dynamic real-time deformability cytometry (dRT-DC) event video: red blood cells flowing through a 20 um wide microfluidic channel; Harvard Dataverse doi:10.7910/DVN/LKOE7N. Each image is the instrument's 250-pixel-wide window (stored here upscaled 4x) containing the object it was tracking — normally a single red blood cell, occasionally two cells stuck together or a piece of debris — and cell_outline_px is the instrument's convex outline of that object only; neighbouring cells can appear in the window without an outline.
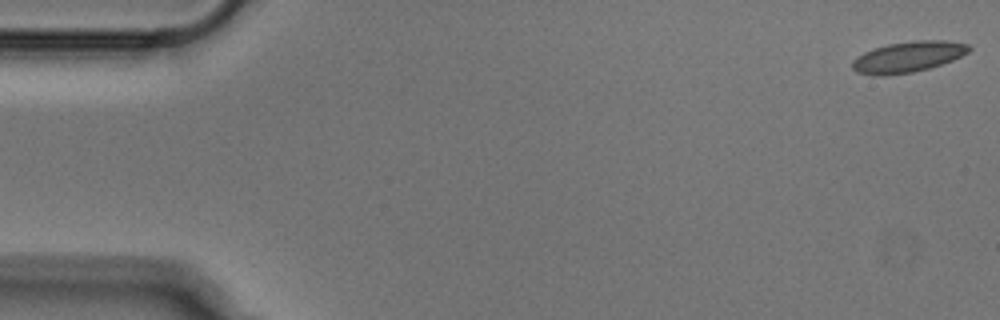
{"species": "Egyptian fruit bat (a non-hibernating species)", "species_latin": "Rousettus aegyptiacus", "temperature_condition": "cold", "stored_images_in_passage": 52, "camera_frame_rate_fps": 3000, "um_per_image_px": 0.085, "animal": {"sex": "male"}, "frame": {"image": 1, "passage_image": 1, "time_ms": 0.0, "image_size_px": [1000, 320], "cell_outline_px": [[972, 48], [968, 52], [952, 60], [928, 68], [912, 72], [884, 76], [872, 76], [856, 72], [852, 68], [852, 60], [856, 56], [864, 52], [888, 44], [916, 40], [944, 40], [968, 44]], "centroid_in_image_um": [77.14, 4.84], "position_along_channel_um": 7.9, "area_um2": 20.92}}
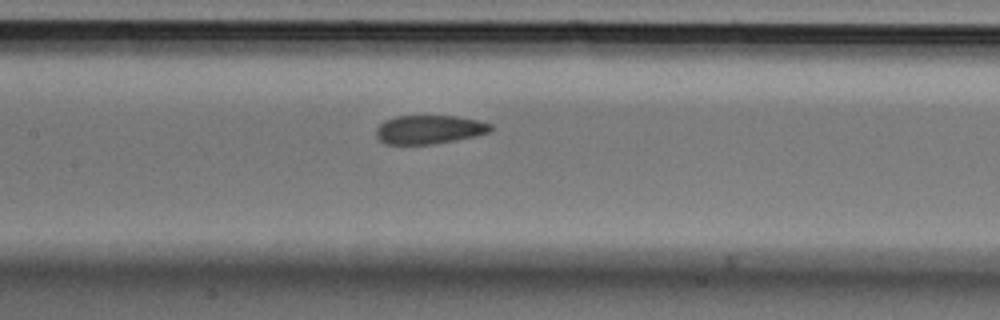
{"frame": {"image": 2, "passage_image": 24, "time_ms": 7.667, "image_size_px": [1000, 320], "cell_outline_px": [[492, 132], [476, 136], [436, 144], [384, 144], [376, 136], [376, 128], [384, 120], [396, 116], [456, 116], [476, 120], [492, 124]], "centroid_in_image_um": [36.49, 11.01], "position_along_channel_um": 170.9, "area_um2": 19.31}}
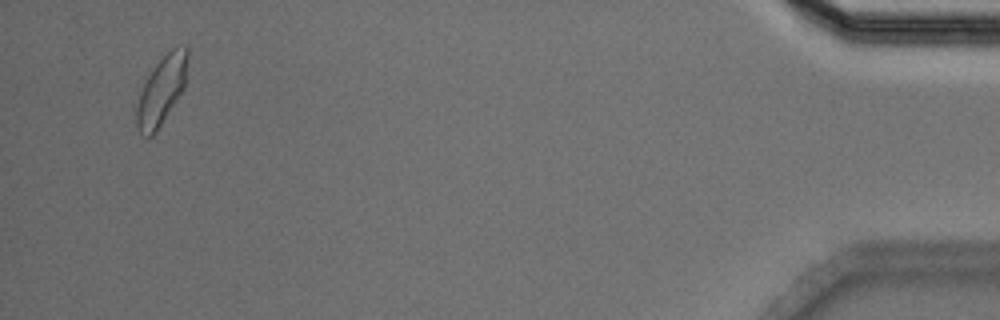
{"frame": {"image": 3, "passage_image": 50, "time_ms": 16.333, "image_size_px": [1000, 320], "cell_outline_px": [[188, 60], [184, 88], [156, 132], [152, 136], [144, 136], [140, 132], [136, 124], [136, 108], [140, 92], [148, 76], [156, 64], [172, 48], [188, 48]], "centroid_in_image_um": [13.72, 7.71], "position_along_channel_um": 421.5, "area_um2": 19.88}}